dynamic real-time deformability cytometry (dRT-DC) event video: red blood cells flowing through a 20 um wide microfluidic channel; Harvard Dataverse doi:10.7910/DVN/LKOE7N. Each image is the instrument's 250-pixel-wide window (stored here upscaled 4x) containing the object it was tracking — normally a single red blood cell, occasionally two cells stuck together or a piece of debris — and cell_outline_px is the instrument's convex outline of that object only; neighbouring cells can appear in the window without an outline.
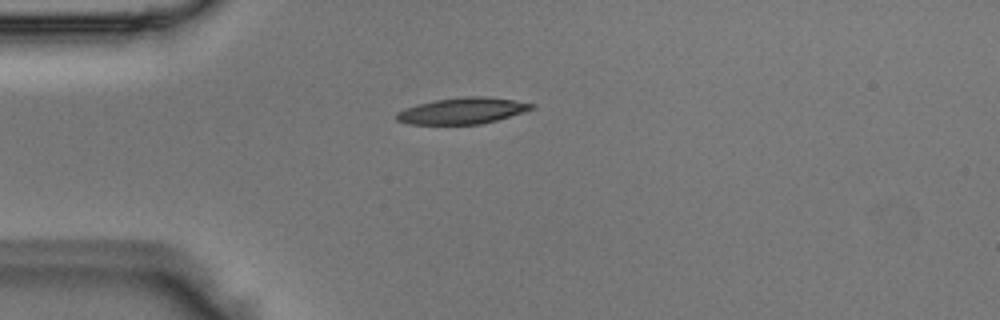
{"species": "Egyptian fruit bat (a non-hibernating species)", "species_latin": "Rousettus aegyptiacus", "temperature_condition": "room temperature", "stored_images_in_passage": 1, "camera_frame_rate_fps": 3000, "um_per_image_px": 0.085, "animal": {"sex": "male"}, "frame": {"image": 1, "passage_image": 1, "time_ms": 0.0, "image_size_px": [1000, 320], "cell_outline_px": [[536, 108], [524, 112], [496, 120], [480, 124], [408, 124], [396, 120], [396, 112], [404, 108], [436, 100], [464, 96], [484, 96], [512, 100], [536, 104]], "centroid_in_image_um": [39.31, 9.42], "position_along_channel_um": 45.7, "area_um2": 20.58}}